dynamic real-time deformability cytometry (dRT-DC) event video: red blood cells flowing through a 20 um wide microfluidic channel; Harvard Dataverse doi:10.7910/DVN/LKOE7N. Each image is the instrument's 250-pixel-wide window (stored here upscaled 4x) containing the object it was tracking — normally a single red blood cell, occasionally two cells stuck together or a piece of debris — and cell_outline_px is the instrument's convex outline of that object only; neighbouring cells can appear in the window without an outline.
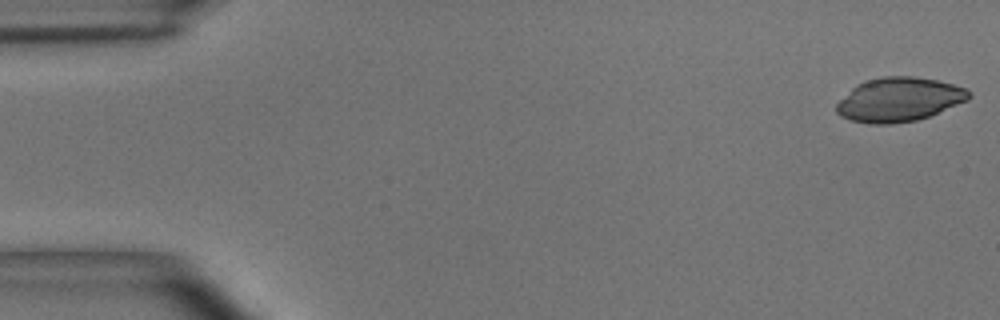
{"species": "common noctule bat (a hibernating species)", "species_latin": "Nyctalus noctula", "temperature_condition": "room temperature", "stored_images_in_passage": 19, "camera_frame_rate_fps": 3000, "um_per_image_px": 0.085, "animal": {"sex": "male", "body_mass_g": 15.6}, "frame": {"image": 1, "passage_image": 1, "time_ms": 0.0, "image_size_px": [1000, 320], "cell_outline_px": [[972, 96], [968, 100], [928, 116], [916, 120], [892, 124], [872, 124], [852, 120], [840, 116], [836, 112], [836, 104], [856, 84], [864, 80], [884, 76], [912, 76], [936, 80], [968, 88], [972, 92]], "centroid_in_image_um": [76.43, 8.45], "position_along_channel_um": 8.6, "area_um2": 33.99}}